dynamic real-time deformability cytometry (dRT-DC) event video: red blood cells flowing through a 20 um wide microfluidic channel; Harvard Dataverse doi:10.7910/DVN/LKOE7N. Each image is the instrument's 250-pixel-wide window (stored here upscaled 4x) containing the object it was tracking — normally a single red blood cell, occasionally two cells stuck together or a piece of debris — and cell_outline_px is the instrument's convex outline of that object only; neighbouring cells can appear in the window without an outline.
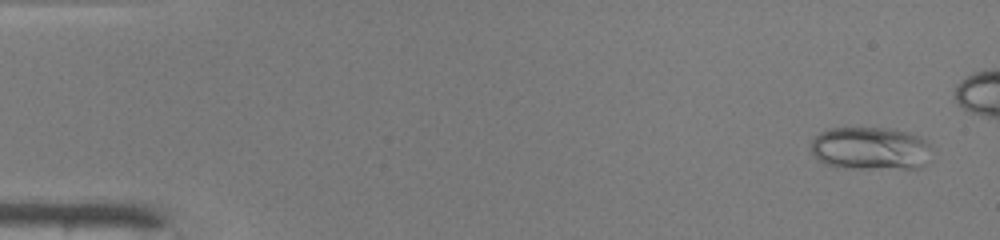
{"species": "common noctule bat (a hibernating species)", "species_latin": "Nyctalus noctula", "temperature_condition": "warm", "stored_images_in_passage": 43, "camera_frame_rate_fps": 3000, "um_per_image_px": 0.085, "animal": {"sex": "male", "body_mass_g": 19.0, "forearm_length_mm": 50.8}, "frame": {"image": 1, "passage_image": 3, "time_ms": 0.667, "image_size_px": [1000, 240], "cell_outline_px": [[932, 160], [920, 168], [836, 168], [816, 160], [812, 152], [812, 140], [820, 132], [828, 128], [884, 128], [908, 132], [920, 136], [932, 148]], "centroid_in_image_um": [74.02, 12.63], "position_along_channel_um": 11.0, "area_um2": 30.75}}
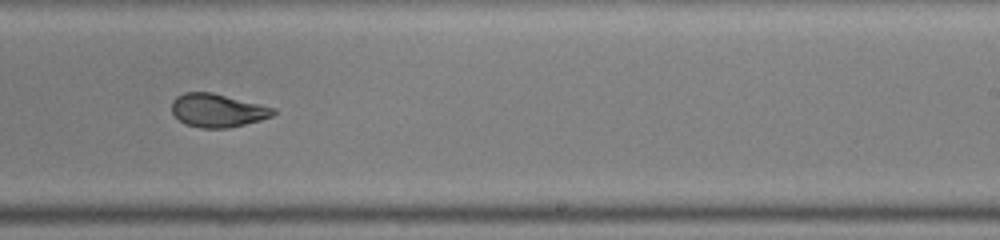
{"frame": {"image": 2, "passage_image": 31, "time_ms": 10.0, "image_size_px": [1000, 240], "cell_outline_px": [[276, 112], [272, 116], [260, 120], [228, 128], [200, 128], [184, 124], [172, 112], [172, 100], [176, 96], [184, 92], [212, 92], [276, 108]], "centroid_in_image_um": [18.48, 9.38], "position_along_channel_um": 270.5, "area_um2": 19.77}}
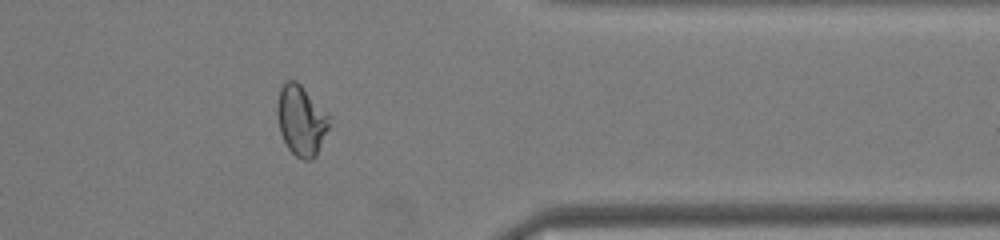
{"frame": {"image": 3, "passage_image": 40, "time_ms": 13.0, "image_size_px": [1000, 240], "cell_outline_px": [[332, 116], [328, 128], [316, 156], [312, 160], [304, 160], [296, 156], [288, 148], [280, 132], [276, 112], [276, 108], [280, 88], [288, 80], [296, 80]], "centroid_in_image_um": [25.61, 10.23], "position_along_channel_um": 385.8, "area_um2": 21.39}}